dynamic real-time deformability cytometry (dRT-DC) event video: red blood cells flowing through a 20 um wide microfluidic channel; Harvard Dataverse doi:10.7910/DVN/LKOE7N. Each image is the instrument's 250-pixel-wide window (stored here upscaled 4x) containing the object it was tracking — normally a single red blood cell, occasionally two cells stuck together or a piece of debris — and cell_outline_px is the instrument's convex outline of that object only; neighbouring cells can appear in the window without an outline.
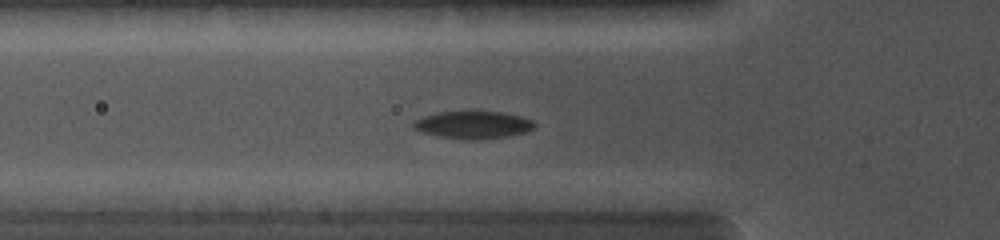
{"species": "common noctule bat (a hibernating species)", "species_latin": "Nyctalus noctula", "temperature_condition": "cold", "stored_images_in_passage": 25, "camera_frame_rate_fps": 5000, "um_per_image_px": 0.085, "animal": {"sex": "female", "body_mass_g": 19.0, "forearm_length_mm": 56.7}, "frame": {"image": 1, "passage_image": 6, "time_ms": 4.2, "image_size_px": [1000, 240], "cell_outline_px": [[536, 124], [532, 128], [524, 132], [508, 136], [484, 140], [468, 140], [440, 136], [424, 132], [412, 128], [412, 124], [416, 120], [424, 116], [436, 112], [504, 112], [520, 116], [532, 120]], "centroid_in_image_um": [40.22, 10.62], "position_along_channel_um": 85.6, "area_um2": 19.25}}
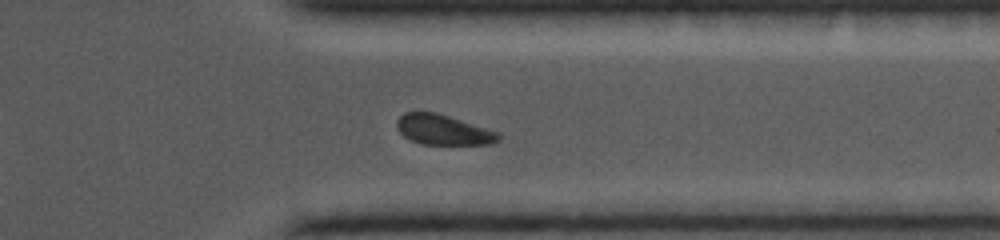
{"frame": {"image": 2, "passage_image": 20, "time_ms": 10.6, "image_size_px": [1000, 240], "cell_outline_px": [[500, 140], [492, 144], [420, 144], [404, 136], [396, 128], [396, 120], [404, 112], [436, 112], [488, 128], [500, 132]], "centroid_in_image_um": [37.69, 11.03], "position_along_channel_um": 373.7, "area_um2": 17.98}}
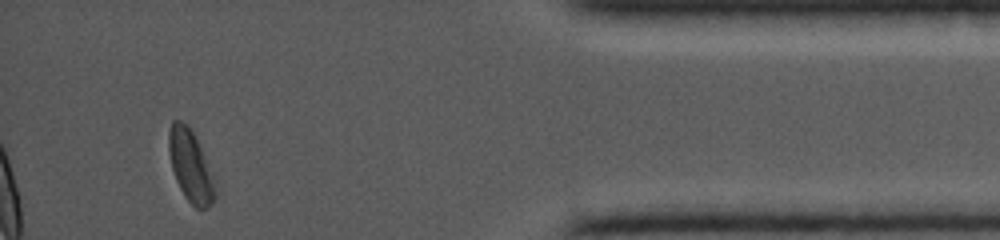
{"frame": {"image": 3, "passage_image": 24, "time_ms": 12.4, "image_size_px": [1000, 240], "cell_outline_px": [[216, 200], [208, 208], [196, 208], [184, 196], [176, 180], [172, 168], [168, 152], [168, 132], [172, 120], [180, 120], [188, 124], [200, 148], [212, 180], [216, 192]], "centroid_in_image_um": [16.15, 14.11], "position_along_channel_um": 419.1, "area_um2": 18.84}}